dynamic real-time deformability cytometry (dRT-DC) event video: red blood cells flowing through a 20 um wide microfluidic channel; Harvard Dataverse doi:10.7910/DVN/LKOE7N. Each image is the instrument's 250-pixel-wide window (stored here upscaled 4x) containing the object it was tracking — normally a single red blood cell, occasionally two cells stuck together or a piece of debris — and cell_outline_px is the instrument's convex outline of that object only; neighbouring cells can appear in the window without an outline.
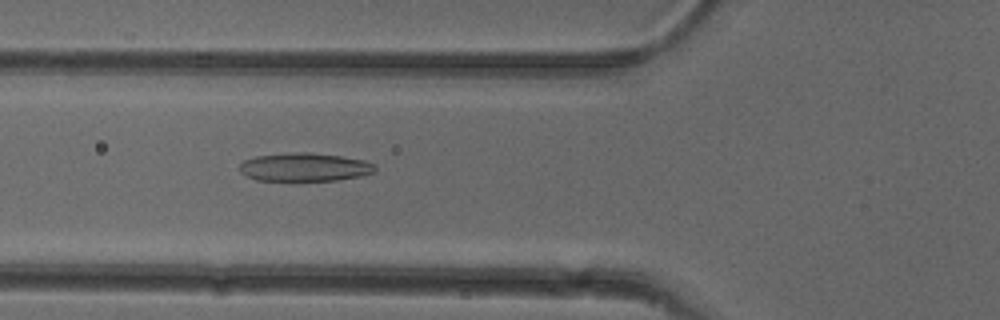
{"species": "common noctule bat (a hibernating species)", "species_latin": "Nyctalus noctula", "temperature_condition": "cold", "stored_images_in_passage": 52, "camera_frame_rate_fps": 3000, "um_per_image_px": 0.085, "animal": {"sex": "female"}, "frame": {"image": 1, "passage_image": 19, "time_ms": 6.0, "image_size_px": [1000, 320], "cell_outline_px": [[376, 172], [360, 176], [336, 180], [256, 180], [240, 172], [240, 164], [244, 160], [256, 156], [296, 152], [308, 152], [340, 156], [364, 160], [376, 164]], "centroid_in_image_um": [25.92, 14.2], "position_along_channel_um": 99.9, "area_um2": 22.25}}
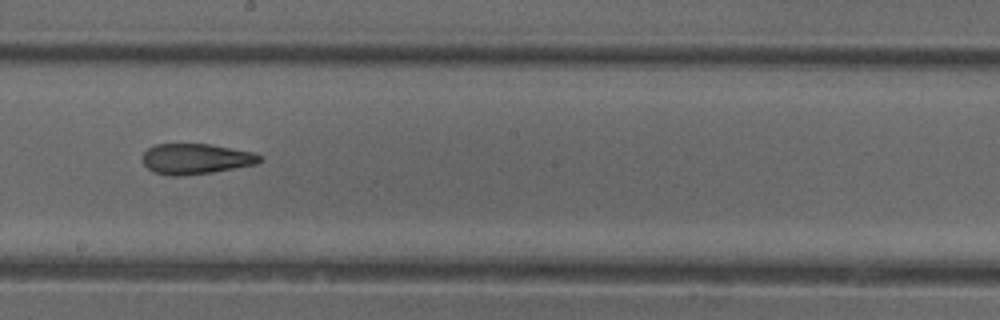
{"frame": {"image": 2, "passage_image": 29, "time_ms": 9.333, "image_size_px": [1000, 320], "cell_outline_px": [[264, 160], [256, 164], [212, 172], [184, 176], [168, 176], [152, 172], [144, 164], [144, 152], [148, 148], [156, 144], [208, 144], [252, 152], [264, 156]], "centroid_in_image_um": [16.66, 13.51], "position_along_channel_um": 231.5, "area_um2": 20.87}}
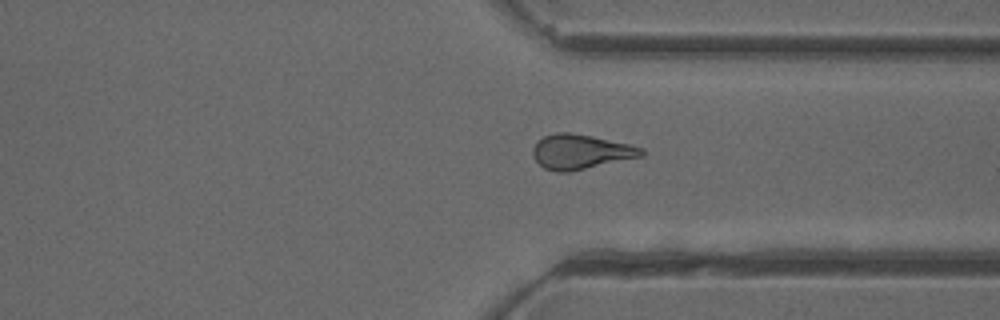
{"frame": {"image": 3, "passage_image": 39, "time_ms": 12.667, "image_size_px": [1000, 320], "cell_outline_px": [[644, 156], [568, 172], [556, 172], [544, 168], [532, 156], [532, 148], [536, 140], [544, 136], [556, 132], [568, 132], [592, 136], [628, 144], [644, 148]], "centroid_in_image_um": [49.32, 12.9], "position_along_channel_um": 362.1, "area_um2": 22.02}, "authors_computed_cell_mechanics": {"area_um2": 22.1374, "velocity_mm_per_s": 3.928, "shape_relaxation_time_tau1_ms": null, "shape_relaxation_time_tau2_ms": 2.2127, "deformation_change_tau1": null, "deformation_change_tau2": 0.0977}}